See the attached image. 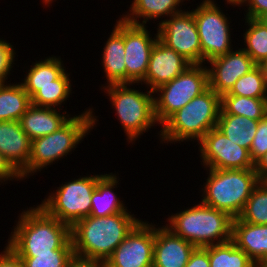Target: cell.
<instances>
[{
    "label": "cell",
    "mask_w": 267,
    "mask_h": 267,
    "mask_svg": "<svg viewBox=\"0 0 267 267\" xmlns=\"http://www.w3.org/2000/svg\"><path fill=\"white\" fill-rule=\"evenodd\" d=\"M125 210L105 217L88 216L71 227L74 255L105 263L141 221Z\"/></svg>",
    "instance_id": "6da1fadb"
},
{
    "label": "cell",
    "mask_w": 267,
    "mask_h": 267,
    "mask_svg": "<svg viewBox=\"0 0 267 267\" xmlns=\"http://www.w3.org/2000/svg\"><path fill=\"white\" fill-rule=\"evenodd\" d=\"M7 245L16 254H44L73 248L71 227L48 215L39 205L30 207L21 213Z\"/></svg>",
    "instance_id": "7a4b0ae2"
},
{
    "label": "cell",
    "mask_w": 267,
    "mask_h": 267,
    "mask_svg": "<svg viewBox=\"0 0 267 267\" xmlns=\"http://www.w3.org/2000/svg\"><path fill=\"white\" fill-rule=\"evenodd\" d=\"M168 222L166 224L168 229L195 247L204 248L232 240L233 218L225 211L202 202L172 214Z\"/></svg>",
    "instance_id": "3957f363"
},
{
    "label": "cell",
    "mask_w": 267,
    "mask_h": 267,
    "mask_svg": "<svg viewBox=\"0 0 267 267\" xmlns=\"http://www.w3.org/2000/svg\"><path fill=\"white\" fill-rule=\"evenodd\" d=\"M220 95L208 88L174 113L162 126L159 134L164 143L200 141L215 128L220 113Z\"/></svg>",
    "instance_id": "277c9868"
},
{
    "label": "cell",
    "mask_w": 267,
    "mask_h": 267,
    "mask_svg": "<svg viewBox=\"0 0 267 267\" xmlns=\"http://www.w3.org/2000/svg\"><path fill=\"white\" fill-rule=\"evenodd\" d=\"M97 121L92 109L89 108L82 114L71 117L57 131L32 140L29 162L27 168L20 174L21 179H26L32 173L41 171L49 164L64 158L76 148L86 134L88 135Z\"/></svg>",
    "instance_id": "5b68a950"
},
{
    "label": "cell",
    "mask_w": 267,
    "mask_h": 267,
    "mask_svg": "<svg viewBox=\"0 0 267 267\" xmlns=\"http://www.w3.org/2000/svg\"><path fill=\"white\" fill-rule=\"evenodd\" d=\"M259 182L254 169H209L201 202L237 218Z\"/></svg>",
    "instance_id": "8992f818"
},
{
    "label": "cell",
    "mask_w": 267,
    "mask_h": 267,
    "mask_svg": "<svg viewBox=\"0 0 267 267\" xmlns=\"http://www.w3.org/2000/svg\"><path fill=\"white\" fill-rule=\"evenodd\" d=\"M132 84H108L104 86L115 113L123 126L129 142H133L151 126H156L153 91L146 92L130 88ZM129 86V87H128Z\"/></svg>",
    "instance_id": "52a82bcc"
},
{
    "label": "cell",
    "mask_w": 267,
    "mask_h": 267,
    "mask_svg": "<svg viewBox=\"0 0 267 267\" xmlns=\"http://www.w3.org/2000/svg\"><path fill=\"white\" fill-rule=\"evenodd\" d=\"M209 88L207 66L192 64L184 72L158 88L153 93L155 117L162 126L174 113L188 104L194 97ZM160 93V94H159Z\"/></svg>",
    "instance_id": "ba28073f"
},
{
    "label": "cell",
    "mask_w": 267,
    "mask_h": 267,
    "mask_svg": "<svg viewBox=\"0 0 267 267\" xmlns=\"http://www.w3.org/2000/svg\"><path fill=\"white\" fill-rule=\"evenodd\" d=\"M103 175H90L62 184L39 205L48 215L72 227L77 221L90 216L91 197Z\"/></svg>",
    "instance_id": "9c48e42d"
},
{
    "label": "cell",
    "mask_w": 267,
    "mask_h": 267,
    "mask_svg": "<svg viewBox=\"0 0 267 267\" xmlns=\"http://www.w3.org/2000/svg\"><path fill=\"white\" fill-rule=\"evenodd\" d=\"M202 50V64L231 51L229 20L213 0H203L193 11Z\"/></svg>",
    "instance_id": "30bf717a"
},
{
    "label": "cell",
    "mask_w": 267,
    "mask_h": 267,
    "mask_svg": "<svg viewBox=\"0 0 267 267\" xmlns=\"http://www.w3.org/2000/svg\"><path fill=\"white\" fill-rule=\"evenodd\" d=\"M158 37L191 64H202V50L192 11H182L158 25Z\"/></svg>",
    "instance_id": "8fae6325"
},
{
    "label": "cell",
    "mask_w": 267,
    "mask_h": 267,
    "mask_svg": "<svg viewBox=\"0 0 267 267\" xmlns=\"http://www.w3.org/2000/svg\"><path fill=\"white\" fill-rule=\"evenodd\" d=\"M198 143L206 170L254 169L249 150L229 140L216 127L209 130Z\"/></svg>",
    "instance_id": "7c38bea8"
},
{
    "label": "cell",
    "mask_w": 267,
    "mask_h": 267,
    "mask_svg": "<svg viewBox=\"0 0 267 267\" xmlns=\"http://www.w3.org/2000/svg\"><path fill=\"white\" fill-rule=\"evenodd\" d=\"M154 225L140 221L105 261L106 267H153Z\"/></svg>",
    "instance_id": "4fadbf2b"
},
{
    "label": "cell",
    "mask_w": 267,
    "mask_h": 267,
    "mask_svg": "<svg viewBox=\"0 0 267 267\" xmlns=\"http://www.w3.org/2000/svg\"><path fill=\"white\" fill-rule=\"evenodd\" d=\"M145 25L128 23L124 20V45L126 83H140L148 70L150 54L158 37L152 38Z\"/></svg>",
    "instance_id": "5bb4252c"
},
{
    "label": "cell",
    "mask_w": 267,
    "mask_h": 267,
    "mask_svg": "<svg viewBox=\"0 0 267 267\" xmlns=\"http://www.w3.org/2000/svg\"><path fill=\"white\" fill-rule=\"evenodd\" d=\"M208 70L209 88L220 96L227 93L235 82L253 69L256 64L252 58L242 49L229 51L209 60Z\"/></svg>",
    "instance_id": "9a60e30c"
},
{
    "label": "cell",
    "mask_w": 267,
    "mask_h": 267,
    "mask_svg": "<svg viewBox=\"0 0 267 267\" xmlns=\"http://www.w3.org/2000/svg\"><path fill=\"white\" fill-rule=\"evenodd\" d=\"M191 65L182 55L158 38L151 50L148 70L141 84L150 86V90L154 91L159 86L172 81Z\"/></svg>",
    "instance_id": "2e32d148"
},
{
    "label": "cell",
    "mask_w": 267,
    "mask_h": 267,
    "mask_svg": "<svg viewBox=\"0 0 267 267\" xmlns=\"http://www.w3.org/2000/svg\"><path fill=\"white\" fill-rule=\"evenodd\" d=\"M155 226L153 267H185L196 247L165 225L160 228Z\"/></svg>",
    "instance_id": "e0dca14e"
},
{
    "label": "cell",
    "mask_w": 267,
    "mask_h": 267,
    "mask_svg": "<svg viewBox=\"0 0 267 267\" xmlns=\"http://www.w3.org/2000/svg\"><path fill=\"white\" fill-rule=\"evenodd\" d=\"M0 153L19 174L27 168L31 140L19 121H0Z\"/></svg>",
    "instance_id": "ac0fdd59"
},
{
    "label": "cell",
    "mask_w": 267,
    "mask_h": 267,
    "mask_svg": "<svg viewBox=\"0 0 267 267\" xmlns=\"http://www.w3.org/2000/svg\"><path fill=\"white\" fill-rule=\"evenodd\" d=\"M232 241L256 265L267 261V225L250 224L238 217L233 218Z\"/></svg>",
    "instance_id": "d6986e66"
},
{
    "label": "cell",
    "mask_w": 267,
    "mask_h": 267,
    "mask_svg": "<svg viewBox=\"0 0 267 267\" xmlns=\"http://www.w3.org/2000/svg\"><path fill=\"white\" fill-rule=\"evenodd\" d=\"M103 48L102 64L107 84L126 83L124 19L120 18Z\"/></svg>",
    "instance_id": "ffe728a7"
},
{
    "label": "cell",
    "mask_w": 267,
    "mask_h": 267,
    "mask_svg": "<svg viewBox=\"0 0 267 267\" xmlns=\"http://www.w3.org/2000/svg\"><path fill=\"white\" fill-rule=\"evenodd\" d=\"M61 109L51 107H38L30 105L21 116L19 122L22 130L30 140L43 137L57 131L71 117L67 113H59Z\"/></svg>",
    "instance_id": "44dd1931"
},
{
    "label": "cell",
    "mask_w": 267,
    "mask_h": 267,
    "mask_svg": "<svg viewBox=\"0 0 267 267\" xmlns=\"http://www.w3.org/2000/svg\"><path fill=\"white\" fill-rule=\"evenodd\" d=\"M118 177L113 174H104L97 182L96 189L91 197L92 217H105L127 210L123 203L117 198L113 189L117 187Z\"/></svg>",
    "instance_id": "7402d4cb"
},
{
    "label": "cell",
    "mask_w": 267,
    "mask_h": 267,
    "mask_svg": "<svg viewBox=\"0 0 267 267\" xmlns=\"http://www.w3.org/2000/svg\"><path fill=\"white\" fill-rule=\"evenodd\" d=\"M185 0H134L127 15L121 17L128 23L145 25L150 19L181 13L179 4ZM139 18L144 20L140 22ZM138 19V20H137Z\"/></svg>",
    "instance_id": "603a6c76"
},
{
    "label": "cell",
    "mask_w": 267,
    "mask_h": 267,
    "mask_svg": "<svg viewBox=\"0 0 267 267\" xmlns=\"http://www.w3.org/2000/svg\"><path fill=\"white\" fill-rule=\"evenodd\" d=\"M62 62L53 56L31 66L21 83L30 98L37 92V86L57 85V78L66 70Z\"/></svg>",
    "instance_id": "cb8c5ba5"
},
{
    "label": "cell",
    "mask_w": 267,
    "mask_h": 267,
    "mask_svg": "<svg viewBox=\"0 0 267 267\" xmlns=\"http://www.w3.org/2000/svg\"><path fill=\"white\" fill-rule=\"evenodd\" d=\"M258 122V120L245 116L219 114L216 128L229 140L249 150L257 131Z\"/></svg>",
    "instance_id": "d4e9b609"
},
{
    "label": "cell",
    "mask_w": 267,
    "mask_h": 267,
    "mask_svg": "<svg viewBox=\"0 0 267 267\" xmlns=\"http://www.w3.org/2000/svg\"><path fill=\"white\" fill-rule=\"evenodd\" d=\"M31 105L21 83H0V121H19Z\"/></svg>",
    "instance_id": "484cf974"
},
{
    "label": "cell",
    "mask_w": 267,
    "mask_h": 267,
    "mask_svg": "<svg viewBox=\"0 0 267 267\" xmlns=\"http://www.w3.org/2000/svg\"><path fill=\"white\" fill-rule=\"evenodd\" d=\"M220 113L260 120L267 114V98H250L224 93L220 96Z\"/></svg>",
    "instance_id": "4316f807"
},
{
    "label": "cell",
    "mask_w": 267,
    "mask_h": 267,
    "mask_svg": "<svg viewBox=\"0 0 267 267\" xmlns=\"http://www.w3.org/2000/svg\"><path fill=\"white\" fill-rule=\"evenodd\" d=\"M210 267H257L249 256L231 240L208 246Z\"/></svg>",
    "instance_id": "83f0119b"
},
{
    "label": "cell",
    "mask_w": 267,
    "mask_h": 267,
    "mask_svg": "<svg viewBox=\"0 0 267 267\" xmlns=\"http://www.w3.org/2000/svg\"><path fill=\"white\" fill-rule=\"evenodd\" d=\"M69 75L64 71L57 78V85L37 86V92L31 97V104L51 108L60 106L72 91Z\"/></svg>",
    "instance_id": "f1b7e54d"
},
{
    "label": "cell",
    "mask_w": 267,
    "mask_h": 267,
    "mask_svg": "<svg viewBox=\"0 0 267 267\" xmlns=\"http://www.w3.org/2000/svg\"><path fill=\"white\" fill-rule=\"evenodd\" d=\"M227 94L250 98H267V73L259 65H256L248 73L241 76Z\"/></svg>",
    "instance_id": "f546056e"
},
{
    "label": "cell",
    "mask_w": 267,
    "mask_h": 267,
    "mask_svg": "<svg viewBox=\"0 0 267 267\" xmlns=\"http://www.w3.org/2000/svg\"><path fill=\"white\" fill-rule=\"evenodd\" d=\"M248 30L246 29L244 45L242 48L253 60L256 65H260L267 57V26L258 19L246 18Z\"/></svg>",
    "instance_id": "4dcf8cb0"
},
{
    "label": "cell",
    "mask_w": 267,
    "mask_h": 267,
    "mask_svg": "<svg viewBox=\"0 0 267 267\" xmlns=\"http://www.w3.org/2000/svg\"><path fill=\"white\" fill-rule=\"evenodd\" d=\"M238 218L250 224L267 225V181L260 180L255 186Z\"/></svg>",
    "instance_id": "1f68e13d"
},
{
    "label": "cell",
    "mask_w": 267,
    "mask_h": 267,
    "mask_svg": "<svg viewBox=\"0 0 267 267\" xmlns=\"http://www.w3.org/2000/svg\"><path fill=\"white\" fill-rule=\"evenodd\" d=\"M24 267H66L73 257V248H59L44 254H17Z\"/></svg>",
    "instance_id": "d6a6232c"
},
{
    "label": "cell",
    "mask_w": 267,
    "mask_h": 267,
    "mask_svg": "<svg viewBox=\"0 0 267 267\" xmlns=\"http://www.w3.org/2000/svg\"><path fill=\"white\" fill-rule=\"evenodd\" d=\"M249 152L254 163L267 153V114L258 122L257 131L251 143Z\"/></svg>",
    "instance_id": "836d02e7"
},
{
    "label": "cell",
    "mask_w": 267,
    "mask_h": 267,
    "mask_svg": "<svg viewBox=\"0 0 267 267\" xmlns=\"http://www.w3.org/2000/svg\"><path fill=\"white\" fill-rule=\"evenodd\" d=\"M15 51L13 45L0 39V83H5L14 64Z\"/></svg>",
    "instance_id": "e575fe53"
},
{
    "label": "cell",
    "mask_w": 267,
    "mask_h": 267,
    "mask_svg": "<svg viewBox=\"0 0 267 267\" xmlns=\"http://www.w3.org/2000/svg\"><path fill=\"white\" fill-rule=\"evenodd\" d=\"M244 4L248 6L245 18L259 19L267 13V0H240L238 2V6Z\"/></svg>",
    "instance_id": "d590c367"
},
{
    "label": "cell",
    "mask_w": 267,
    "mask_h": 267,
    "mask_svg": "<svg viewBox=\"0 0 267 267\" xmlns=\"http://www.w3.org/2000/svg\"><path fill=\"white\" fill-rule=\"evenodd\" d=\"M185 267H210L208 246L204 248L196 247Z\"/></svg>",
    "instance_id": "8d00e7d4"
},
{
    "label": "cell",
    "mask_w": 267,
    "mask_h": 267,
    "mask_svg": "<svg viewBox=\"0 0 267 267\" xmlns=\"http://www.w3.org/2000/svg\"><path fill=\"white\" fill-rule=\"evenodd\" d=\"M0 254V267H24L22 259L8 246Z\"/></svg>",
    "instance_id": "74e56055"
},
{
    "label": "cell",
    "mask_w": 267,
    "mask_h": 267,
    "mask_svg": "<svg viewBox=\"0 0 267 267\" xmlns=\"http://www.w3.org/2000/svg\"><path fill=\"white\" fill-rule=\"evenodd\" d=\"M21 180L20 174L11 166L7 159L0 153V182L8 180Z\"/></svg>",
    "instance_id": "f35d334b"
},
{
    "label": "cell",
    "mask_w": 267,
    "mask_h": 267,
    "mask_svg": "<svg viewBox=\"0 0 267 267\" xmlns=\"http://www.w3.org/2000/svg\"><path fill=\"white\" fill-rule=\"evenodd\" d=\"M66 267H103V263L73 255Z\"/></svg>",
    "instance_id": "ab89813d"
},
{
    "label": "cell",
    "mask_w": 267,
    "mask_h": 267,
    "mask_svg": "<svg viewBox=\"0 0 267 267\" xmlns=\"http://www.w3.org/2000/svg\"><path fill=\"white\" fill-rule=\"evenodd\" d=\"M254 171L257 173L260 180L267 181V153L254 163Z\"/></svg>",
    "instance_id": "60d3db41"
},
{
    "label": "cell",
    "mask_w": 267,
    "mask_h": 267,
    "mask_svg": "<svg viewBox=\"0 0 267 267\" xmlns=\"http://www.w3.org/2000/svg\"><path fill=\"white\" fill-rule=\"evenodd\" d=\"M259 66L267 73V57Z\"/></svg>",
    "instance_id": "b9f144b4"
},
{
    "label": "cell",
    "mask_w": 267,
    "mask_h": 267,
    "mask_svg": "<svg viewBox=\"0 0 267 267\" xmlns=\"http://www.w3.org/2000/svg\"><path fill=\"white\" fill-rule=\"evenodd\" d=\"M265 26H267V13L261 16L259 19Z\"/></svg>",
    "instance_id": "7bdbcfd3"
},
{
    "label": "cell",
    "mask_w": 267,
    "mask_h": 267,
    "mask_svg": "<svg viewBox=\"0 0 267 267\" xmlns=\"http://www.w3.org/2000/svg\"><path fill=\"white\" fill-rule=\"evenodd\" d=\"M225 1H227L226 2L227 4H231L232 6L235 5V7H236V5L238 6V2L240 0H225Z\"/></svg>",
    "instance_id": "ee69618b"
},
{
    "label": "cell",
    "mask_w": 267,
    "mask_h": 267,
    "mask_svg": "<svg viewBox=\"0 0 267 267\" xmlns=\"http://www.w3.org/2000/svg\"><path fill=\"white\" fill-rule=\"evenodd\" d=\"M257 267H267V261L258 264Z\"/></svg>",
    "instance_id": "f6af8a7d"
},
{
    "label": "cell",
    "mask_w": 267,
    "mask_h": 267,
    "mask_svg": "<svg viewBox=\"0 0 267 267\" xmlns=\"http://www.w3.org/2000/svg\"><path fill=\"white\" fill-rule=\"evenodd\" d=\"M52 1H53V0H43L42 2H43L45 5L48 4V6H49V4H51Z\"/></svg>",
    "instance_id": "bcb514c9"
}]
</instances>
